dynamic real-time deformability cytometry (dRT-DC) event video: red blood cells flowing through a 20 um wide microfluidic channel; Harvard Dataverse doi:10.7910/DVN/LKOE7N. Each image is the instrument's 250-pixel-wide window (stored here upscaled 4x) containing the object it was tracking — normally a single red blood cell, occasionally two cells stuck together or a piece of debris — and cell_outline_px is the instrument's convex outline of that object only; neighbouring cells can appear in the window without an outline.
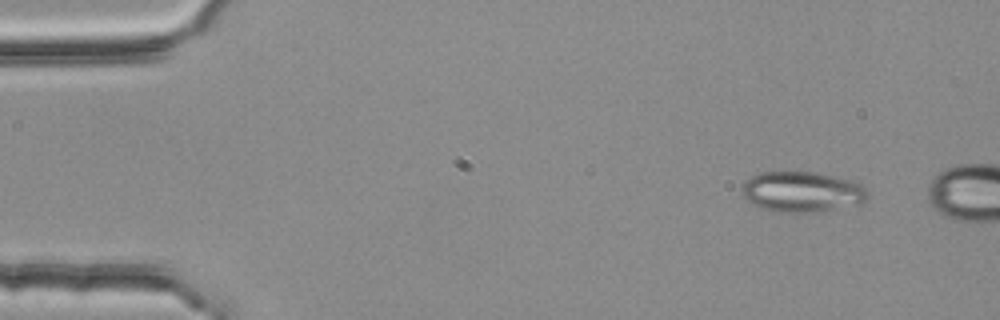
{"species": "common noctule bat (a hibernating species)", "species_latin": "Nyctalus noctula", "temperature_condition": "room temperature", "stored_images_in_passage": 3, "camera_frame_rate_fps": 3000, "um_per_image_px": 0.085, "animal": {"sex": "female", "body_mass_g": 25.1}, "frame": {"image": 1, "passage_image": 1, "time_ms": 0.0, "image_size_px": [1000, 320], "cell_outline_px": [[868, 200], [860, 204], [812, 212], [780, 212], [760, 208], [752, 204], [740, 192], [740, 188], [744, 180], [760, 172], [812, 172], [832, 176], [848, 180], [860, 184], [868, 192]], "centroid_in_image_um": [68.12, 16.3], "position_along_channel_um": 16.9, "area_um2": 29.59}}